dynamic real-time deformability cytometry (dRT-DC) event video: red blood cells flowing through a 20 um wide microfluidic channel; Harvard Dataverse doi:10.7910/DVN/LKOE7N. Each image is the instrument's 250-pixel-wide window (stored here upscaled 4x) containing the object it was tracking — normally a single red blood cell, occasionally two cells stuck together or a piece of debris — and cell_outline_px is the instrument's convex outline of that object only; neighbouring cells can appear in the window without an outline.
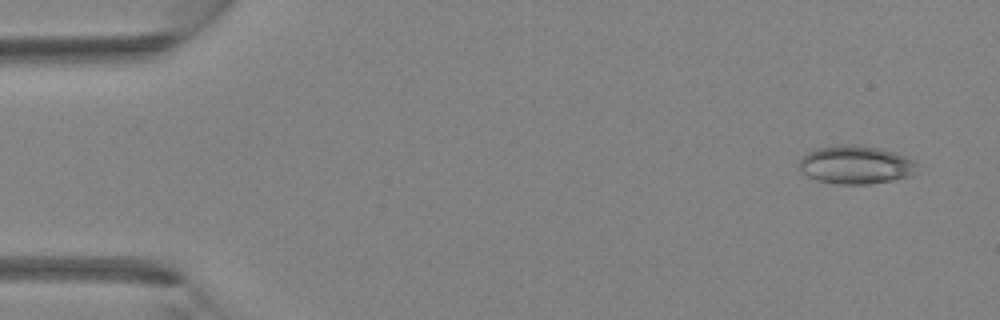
{"species": "Egyptian fruit bat (a non-hibernating species)", "species_latin": "Rousettus aegyptiacus", "temperature_condition": "room temperature", "stored_images_in_passage": 5, "camera_frame_rate_fps": 3000, "um_per_image_px": 0.085, "animal": {"sex": "female"}, "frame": {"image": 1, "passage_image": 1, "time_ms": 0.0, "image_size_px": [1000, 320], "cell_outline_px": [[916, 164], [912, 172], [908, 176], [892, 180], [868, 184], [836, 184], [816, 180], [800, 172], [800, 160], [804, 152], [816, 148], [836, 144], [852, 144], [880, 148], [904, 156], [912, 160]], "centroid_in_image_um": [72.63, 13.99], "position_along_channel_um": 12.4, "area_um2": 26.24}}
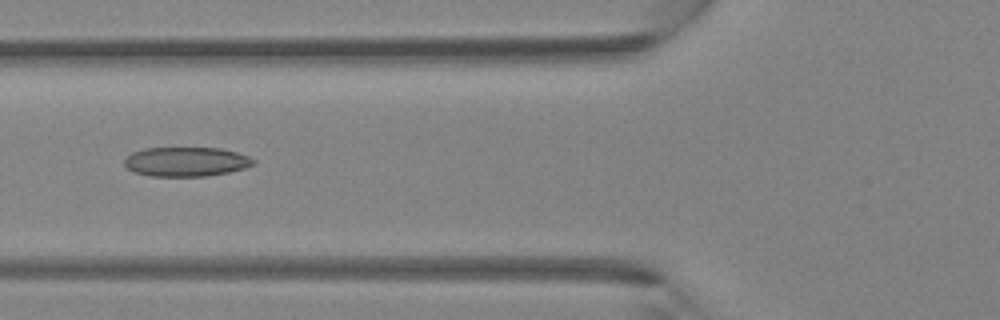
{"frame": {"image": 2, "passage_image": 4, "time_ms": 1.0, "image_size_px": [1000, 320], "cell_outline_px": [[256, 164], [244, 168], [228, 172], [204, 176], [152, 176], [132, 172], [124, 164], [124, 160], [132, 152], [144, 148], [220, 148], [236, 152], [248, 156], [256, 160]], "centroid_in_image_um": [15.82, 13.74], "position_along_channel_um": 110.0, "area_um2": 22.08}}
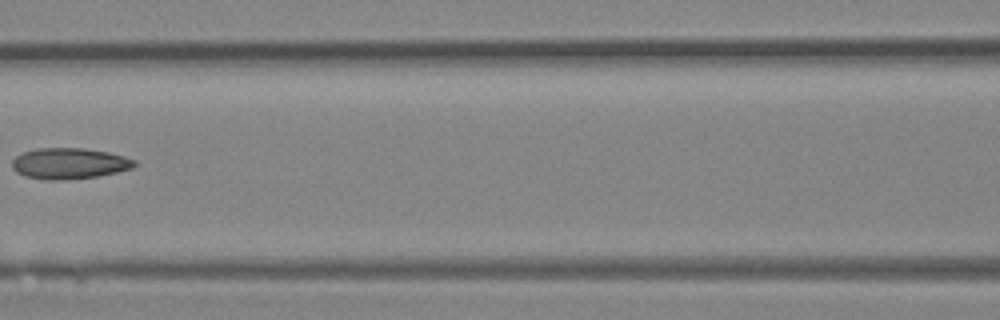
{"frame": {"image": 3, "passage_image": 5, "time_ms": 1.333, "image_size_px": [1000, 320], "cell_outline_px": [[136, 164], [132, 168], [116, 172], [96, 176], [68, 180], [48, 180], [24, 176], [16, 172], [12, 168], [12, 160], [16, 156], [24, 152], [36, 148], [84, 148], [108, 152], [124, 156], [136, 160]], "centroid_in_image_um": [5.87, 13.89], "position_along_channel_um": 160.7, "area_um2": 22.14}}